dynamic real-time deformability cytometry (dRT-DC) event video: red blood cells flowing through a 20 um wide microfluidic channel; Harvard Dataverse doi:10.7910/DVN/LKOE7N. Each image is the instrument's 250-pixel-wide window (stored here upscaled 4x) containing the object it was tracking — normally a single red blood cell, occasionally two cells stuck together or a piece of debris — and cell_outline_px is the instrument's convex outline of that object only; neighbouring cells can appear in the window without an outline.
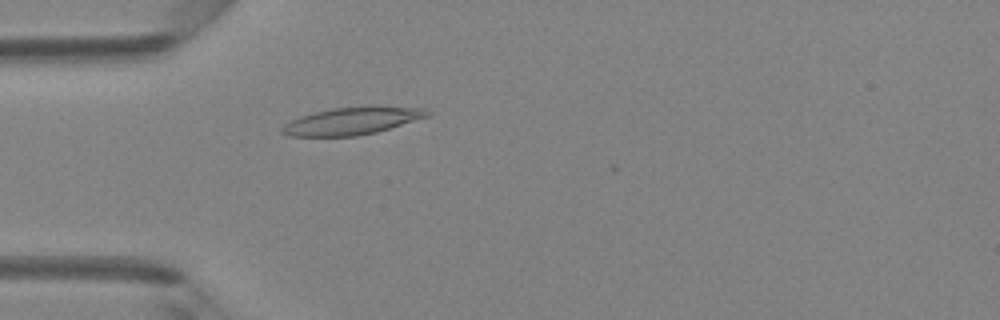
{"species": "Egyptian fruit bat (a non-hibernating species)", "species_latin": "Rousettus aegyptiacus", "temperature_condition": "room temperature", "stored_images_in_passage": 13, "camera_frame_rate_fps": 3000, "um_per_image_px": 0.085, "animal": {"sex": "female"}, "frame": {"image": 1, "passage_image": 6, "time_ms": 1.667, "image_size_px": [1000, 320], "cell_outline_px": [[432, 112], [428, 116], [376, 132], [356, 136], [288, 136], [280, 132], [280, 128], [284, 124], [300, 116], [332, 108], [376, 104], [424, 108]], "centroid_in_image_um": [29.95, 10.25], "position_along_channel_um": 55.0, "area_um2": 23.58}}
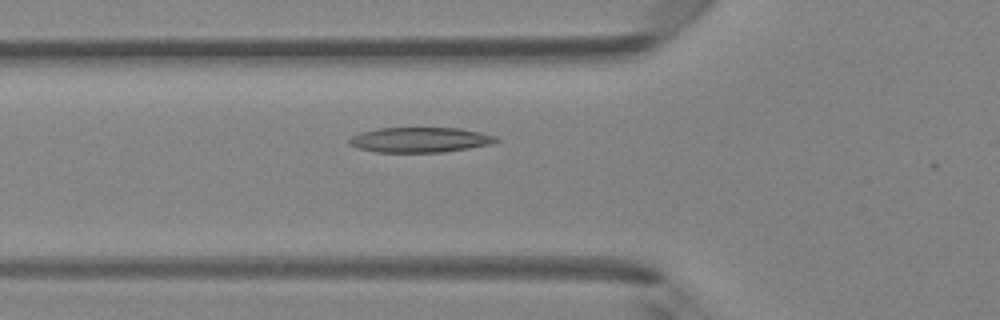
{"frame": {"image": 2, "passage_image": 9, "time_ms": 2.667, "image_size_px": [1000, 320], "cell_outline_px": [[500, 140], [492, 144], [444, 152], [376, 152], [360, 148], [348, 144], [348, 140], [352, 136], [360, 132], [376, 128], [460, 128], [480, 132], [496, 136]], "centroid_in_image_um": [35.7, 11.88], "position_along_channel_um": 90.1, "area_um2": 21.5}}
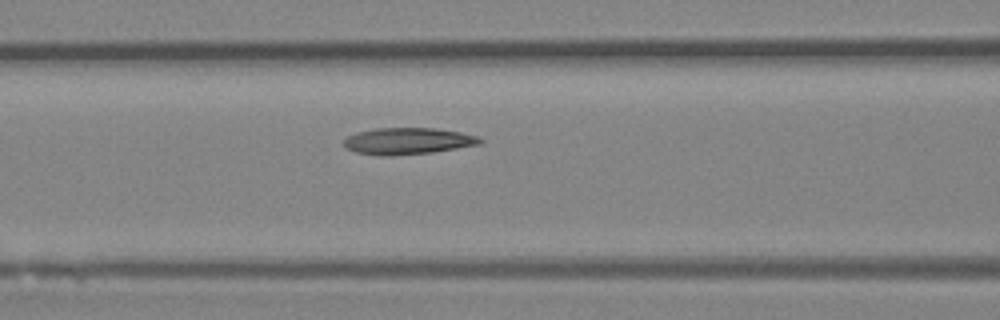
{"frame": {"image": 3, "passage_image": 12, "time_ms": 3.667, "image_size_px": [1000, 320], "cell_outline_px": [[484, 140], [480, 144], [432, 152], [388, 156], [380, 156], [356, 152], [344, 148], [344, 140], [348, 136], [356, 132], [376, 128], [436, 128], [460, 132], [476, 136]], "centroid_in_image_um": [34.63, 11.99], "position_along_channel_um": 132.0, "area_um2": 21.1}}